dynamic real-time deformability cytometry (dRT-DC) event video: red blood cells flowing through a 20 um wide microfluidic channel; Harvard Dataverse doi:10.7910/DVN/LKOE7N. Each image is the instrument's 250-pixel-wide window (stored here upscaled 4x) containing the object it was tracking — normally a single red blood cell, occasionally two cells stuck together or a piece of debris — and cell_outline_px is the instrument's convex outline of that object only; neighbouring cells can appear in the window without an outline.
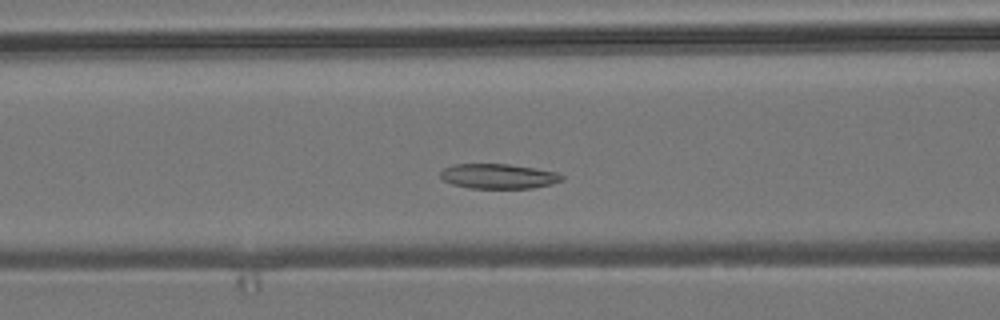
{"species": "common noctule bat (a hibernating species)", "species_latin": "Nyctalus noctula", "temperature_condition": "room temperature", "stored_images_in_passage": 34, "camera_frame_rate_fps": 3000, "um_per_image_px": 0.085, "animal": {"sex": "male", "body_mass_g": 19.2, "forearm_length_mm": 51.8}, "frame": {"image": 1, "passage_image": 6, "time_ms": 1.667, "image_size_px": [1000, 320], "cell_outline_px": [[564, 180], [552, 184], [532, 188], [468, 188], [452, 184], [444, 180], [440, 176], [440, 172], [444, 168], [456, 164], [508, 164], [556, 172], [564, 176]], "centroid_in_image_um": [42.37, 14.98], "position_along_channel_um": 124.2, "area_um2": 17.51}}
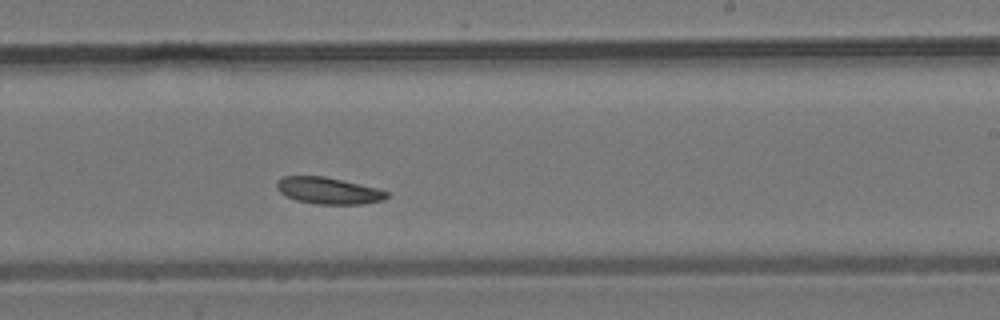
{"frame": {"image": 2, "passage_image": 17, "time_ms": 5.333, "image_size_px": [1000, 320], "cell_outline_px": [[388, 196], [384, 200], [360, 204], [316, 204], [296, 200], [280, 192], [276, 188], [276, 184], [284, 176], [324, 176], [376, 188], [388, 192]], "centroid_in_image_um": [27.91, 16.21], "position_along_channel_um": 261.1, "area_um2": 16.82}}
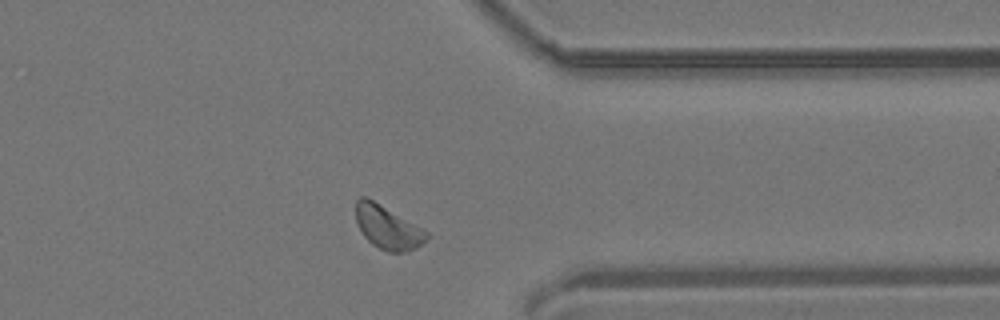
{"frame": {"image": 3, "passage_image": 27, "time_ms": 8.667, "image_size_px": [1000, 320], "cell_outline_px": [[428, 236], [416, 248], [404, 252], [388, 252], [372, 244], [364, 236], [356, 224], [356, 200], [360, 196], [364, 196], [372, 200], [428, 232]], "centroid_in_image_um": [32.9, 19.34], "position_along_channel_um": 378.5, "area_um2": 17.4}}